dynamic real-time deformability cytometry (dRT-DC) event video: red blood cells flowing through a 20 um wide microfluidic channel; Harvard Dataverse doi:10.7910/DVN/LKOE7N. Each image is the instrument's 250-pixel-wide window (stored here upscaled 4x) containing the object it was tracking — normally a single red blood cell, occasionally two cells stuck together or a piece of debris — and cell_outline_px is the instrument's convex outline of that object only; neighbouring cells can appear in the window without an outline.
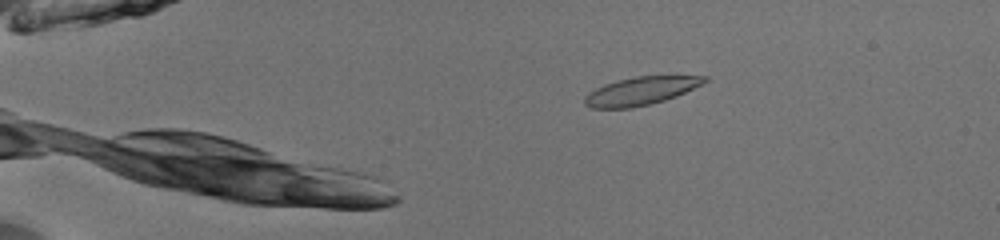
{"species": "common noctule bat (a hibernating species)", "species_latin": "Nyctalus noctula", "temperature_condition": "room temperature", "stored_images_in_passage": 17, "camera_frame_rate_fps": 3000, "um_per_image_px": 0.085, "animal": {"sex": "male", "body_mass_g": 13.0, "forearm_length_mm": 53.1}, "frame": {"image": 1, "passage_image": 1, "time_ms": 0.0, "image_size_px": [1000, 240], "cell_outline_px": [[708, 80], [704, 84], [676, 96], [664, 100], [632, 108], [592, 108], [584, 104], [584, 96], [588, 92], [604, 84], [636, 76], [708, 76]], "centroid_in_image_um": [54.47, 7.73], "position_along_channel_um": 30.5, "area_um2": 19.54}}
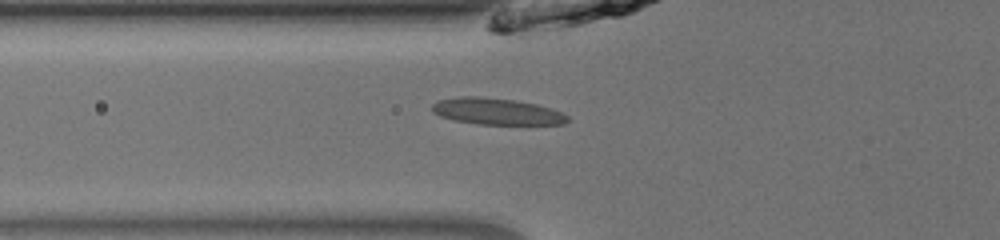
{"frame": {"image": 2, "passage_image": 11, "time_ms": 3.333, "image_size_px": [1000, 240], "cell_outline_px": [[568, 120], [564, 124], [476, 124], [452, 120], [440, 116], [432, 112], [432, 104], [436, 100], [460, 96], [480, 96], [516, 100], [536, 104], [552, 108], [568, 116]], "centroid_in_image_um": [42.17, 9.46], "position_along_channel_um": 83.6, "area_um2": 21.1}}
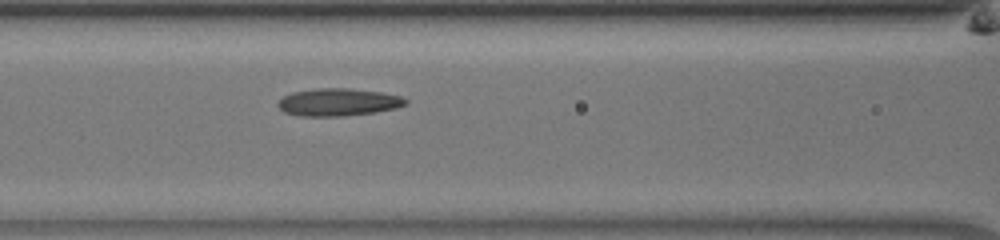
{"frame": {"image": 3, "passage_image": 15, "time_ms": 4.667, "image_size_px": [1000, 240], "cell_outline_px": [[408, 104], [396, 108], [376, 112], [340, 116], [300, 116], [284, 112], [276, 104], [284, 96], [292, 92], [320, 88], [348, 88], [380, 92], [400, 96], [408, 100]], "centroid_in_image_um": [28.76, 8.68], "position_along_channel_um": 137.8, "area_um2": 20.4}}